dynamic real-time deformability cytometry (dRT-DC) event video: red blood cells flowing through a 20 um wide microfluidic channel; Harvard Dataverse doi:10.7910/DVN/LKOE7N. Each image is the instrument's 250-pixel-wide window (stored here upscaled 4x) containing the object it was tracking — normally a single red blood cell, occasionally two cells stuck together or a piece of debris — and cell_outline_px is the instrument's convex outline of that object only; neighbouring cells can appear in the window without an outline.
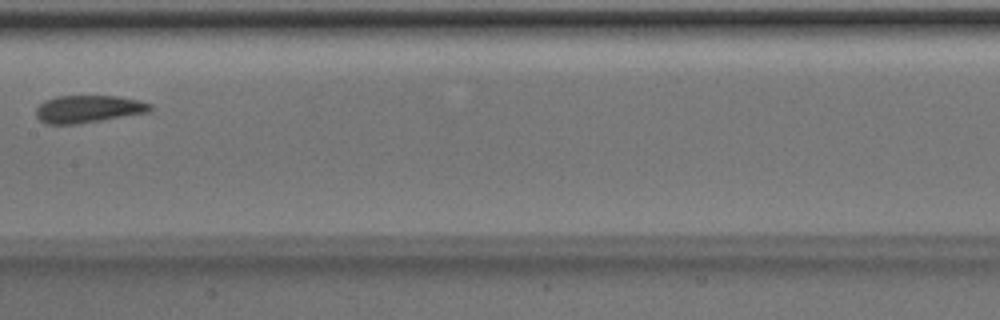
{"species": "Egyptian fruit bat (a non-hibernating species)", "species_latin": "Rousettus aegyptiacus", "temperature_condition": "room temperature", "stored_images_in_passage": 5, "camera_frame_rate_fps": 3000, "um_per_image_px": 0.085, "animal": {"sex": "male"}, "frame": {"image": 1, "passage_image": 5, "time_ms": 1.333, "image_size_px": [1000, 320], "cell_outline_px": [[152, 108], [148, 112], [76, 124], [44, 124], [36, 116], [36, 108], [44, 100], [56, 96], [120, 96], [140, 100], [152, 104]], "centroid_in_image_um": [7.48, 9.25], "position_along_channel_um": 199.9, "area_um2": 18.26}}